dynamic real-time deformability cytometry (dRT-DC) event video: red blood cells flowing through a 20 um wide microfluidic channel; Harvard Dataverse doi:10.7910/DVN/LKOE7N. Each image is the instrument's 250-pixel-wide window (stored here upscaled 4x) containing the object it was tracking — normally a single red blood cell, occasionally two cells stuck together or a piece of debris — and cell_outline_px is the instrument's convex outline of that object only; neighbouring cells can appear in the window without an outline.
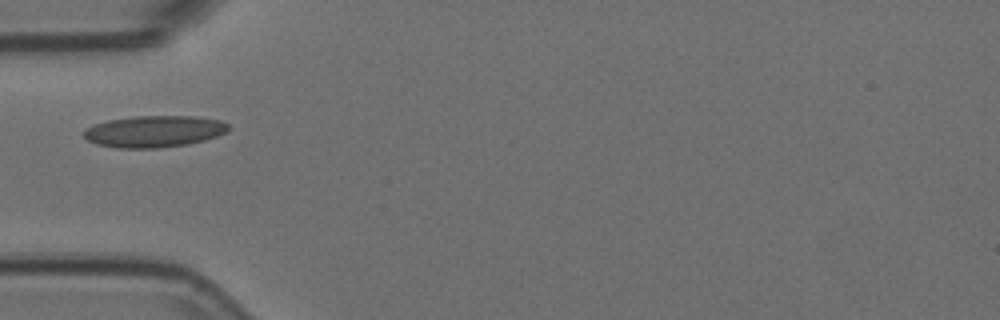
{"species": "Egyptian fruit bat (a non-hibernating species)", "species_latin": "Rousettus aegyptiacus", "temperature_condition": "room temperature", "stored_images_in_passage": 17, "camera_frame_rate_fps": 3000, "um_per_image_px": 0.085, "animal": {"sex": "female"}, "frame": {"image": 1, "passage_image": 1, "time_ms": 0.0, "image_size_px": [1000, 320], "cell_outline_px": [[228, 128], [224, 132], [216, 136], [204, 140], [188, 144], [160, 148], [116, 148], [96, 144], [88, 140], [84, 136], [84, 132], [88, 128], [96, 124], [108, 120], [136, 116], [192, 116], [220, 120], [228, 124]], "centroid_in_image_um": [13.09, 11.17], "position_along_channel_um": 71.9, "area_um2": 26.41}}
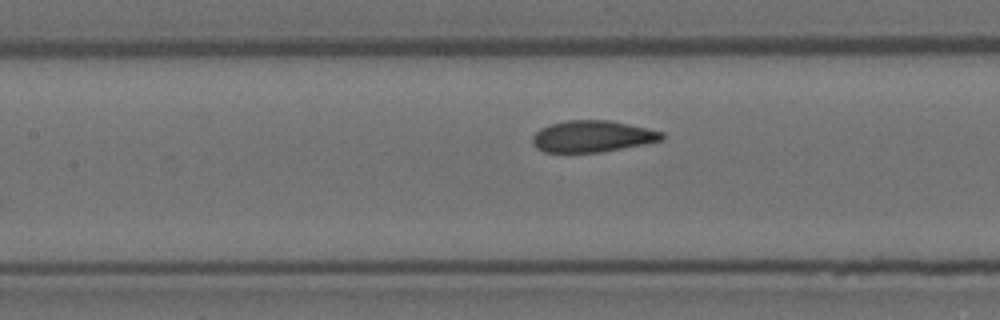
{"frame": {"image": 2, "passage_image": 8, "time_ms": 2.333, "image_size_px": [1000, 320], "cell_outline_px": [[664, 140], [644, 144], [600, 152], [544, 152], [536, 148], [532, 144], [532, 136], [540, 128], [564, 120], [608, 120], [648, 128], [664, 132]], "centroid_in_image_um": [50.35, 11.59], "position_along_channel_um": 157.1, "area_um2": 23.81}}
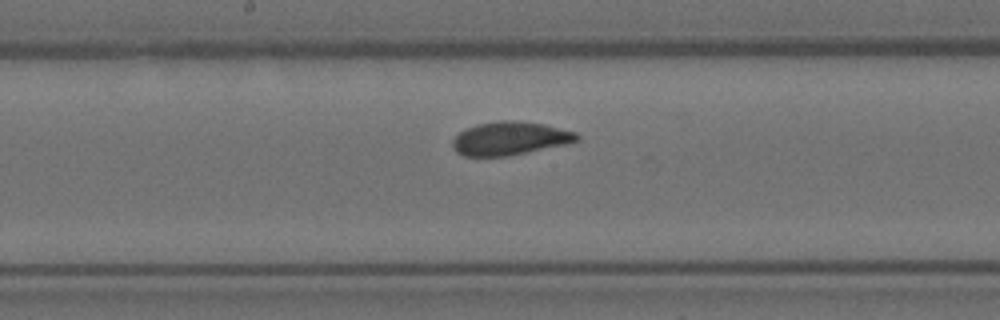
{"frame": {"image": 3, "passage_image": 12, "time_ms": 3.667, "image_size_px": [1000, 320], "cell_outline_px": [[580, 140], [564, 144], [504, 156], [464, 156], [456, 152], [452, 148], [452, 140], [460, 132], [476, 124], [500, 120], [512, 120], [544, 124], [576, 132], [580, 136]], "centroid_in_image_um": [43.31, 11.75], "position_along_channel_um": 204.9, "area_um2": 23.87}}